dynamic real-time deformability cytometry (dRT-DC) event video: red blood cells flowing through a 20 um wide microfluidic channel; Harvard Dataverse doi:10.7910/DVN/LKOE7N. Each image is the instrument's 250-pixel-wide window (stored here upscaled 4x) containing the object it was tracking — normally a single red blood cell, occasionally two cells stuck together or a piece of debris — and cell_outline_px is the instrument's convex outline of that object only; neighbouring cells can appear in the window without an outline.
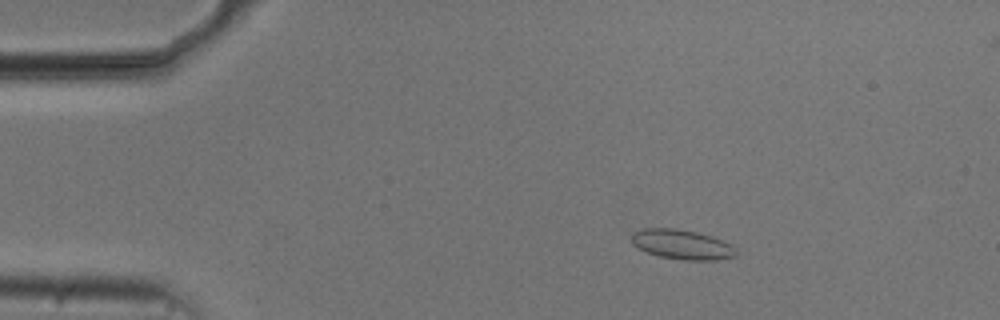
{"species": "common noctule bat (a hibernating species)", "species_latin": "Nyctalus noctula", "temperature_condition": "cold", "stored_images_in_passage": 8, "camera_frame_rate_fps": 3000, "um_per_image_px": 0.085, "animal": {"sex": "male", "body_mass_g": 20.5, "forearm_length_mm": 52.5}, "frame": {"image": 1, "passage_image": 1, "time_ms": 0.0, "image_size_px": [1000, 320], "cell_outline_px": [[736, 256], [716, 260], [684, 260], [660, 256], [648, 252], [632, 244], [632, 236], [636, 232], [644, 228], [676, 228], [696, 232], [712, 236], [736, 248]], "centroid_in_image_um": [57.98, 20.78], "position_along_channel_um": 27.0, "area_um2": 17.8}}